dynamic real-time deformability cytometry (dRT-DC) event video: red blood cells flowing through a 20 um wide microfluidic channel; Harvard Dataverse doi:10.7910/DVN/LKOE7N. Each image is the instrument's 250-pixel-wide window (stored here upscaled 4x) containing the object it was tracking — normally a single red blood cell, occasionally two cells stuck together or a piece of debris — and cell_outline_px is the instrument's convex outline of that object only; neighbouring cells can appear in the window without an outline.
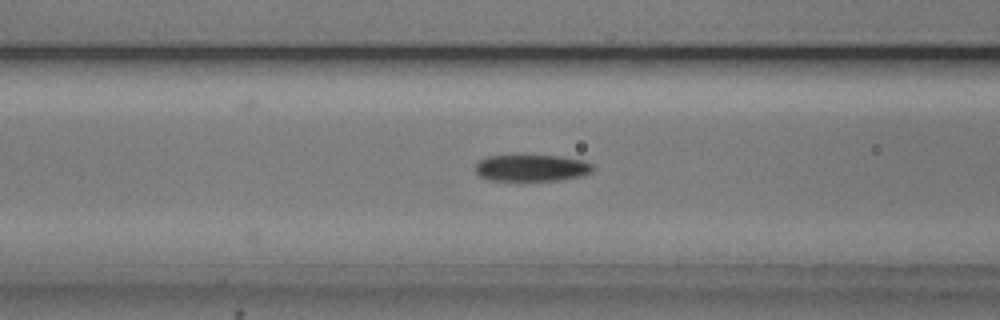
{"species": "common noctule bat (a hibernating species)", "species_latin": "Nyctalus noctula", "temperature_condition": "cold", "stored_images_in_passage": 21, "camera_frame_rate_fps": 3000, "um_per_image_px": 0.085, "animal": {"sex": "male", "body_mass_g": 20.5, "forearm_length_mm": 52.5}, "frame": {"image": 1, "passage_image": 16, "time_ms": 5.0, "image_size_px": [1000, 320], "cell_outline_px": [[596, 168], [592, 172], [580, 176], [560, 180], [524, 184], [492, 180], [480, 176], [476, 172], [476, 164], [480, 160], [488, 156], [512, 152], [520, 152], [560, 156], [584, 160], [592, 164]], "centroid_in_image_um": [45.16, 14.26], "position_along_channel_um": 121.4, "area_um2": 20.23}}
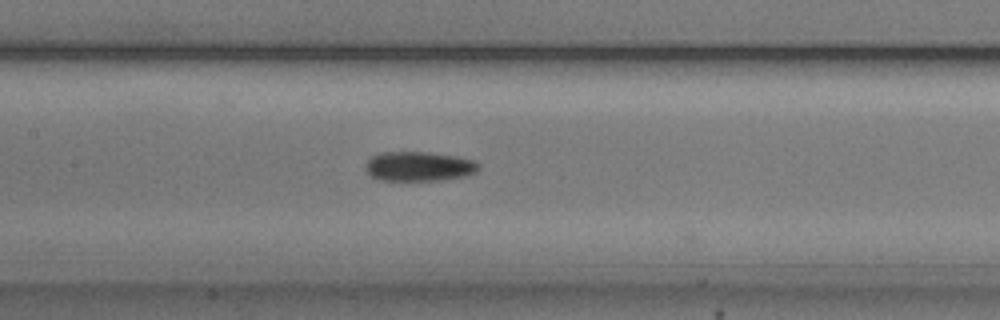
{"frame": {"image": 2, "passage_image": 20, "time_ms": 6.333, "image_size_px": [1000, 320], "cell_outline_px": [[480, 168], [476, 172], [464, 176], [444, 180], [376, 180], [368, 176], [364, 168], [368, 160], [372, 156], [384, 152], [428, 152], [456, 156], [472, 160], [480, 164]], "centroid_in_image_um": [35.58, 14.15], "position_along_channel_um": 171.8, "area_um2": 19.65}}